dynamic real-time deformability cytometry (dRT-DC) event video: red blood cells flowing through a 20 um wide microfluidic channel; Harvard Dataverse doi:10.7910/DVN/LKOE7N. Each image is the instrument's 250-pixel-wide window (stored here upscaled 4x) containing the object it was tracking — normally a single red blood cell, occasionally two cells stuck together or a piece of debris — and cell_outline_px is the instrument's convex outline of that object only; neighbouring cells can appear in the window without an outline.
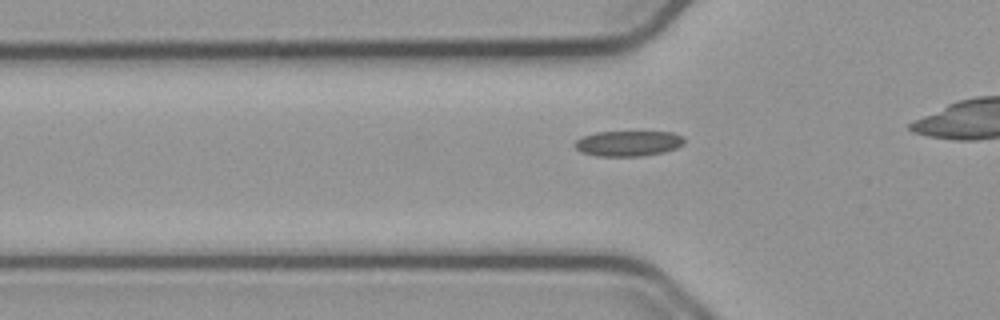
{"species": "common noctule bat (a hibernating species)", "species_latin": "Nyctalus noctula", "temperature_condition": "cold", "stored_images_in_passage": 36, "camera_frame_rate_fps": 3000, "um_per_image_px": 0.085, "animal": {"sex": "male", "body_mass_g": 23.1, "forearm_length_mm": 52.7}, "frame": {"image": 1, "passage_image": 10, "time_ms": 3.0, "image_size_px": [1000, 320], "cell_outline_px": [[684, 144], [676, 148], [664, 152], [640, 156], [596, 156], [580, 152], [572, 144], [576, 140], [584, 136], [596, 132], [672, 132], [684, 136]], "centroid_in_image_um": [53.39, 12.19], "position_along_channel_um": 72.4, "area_um2": 16.3}}
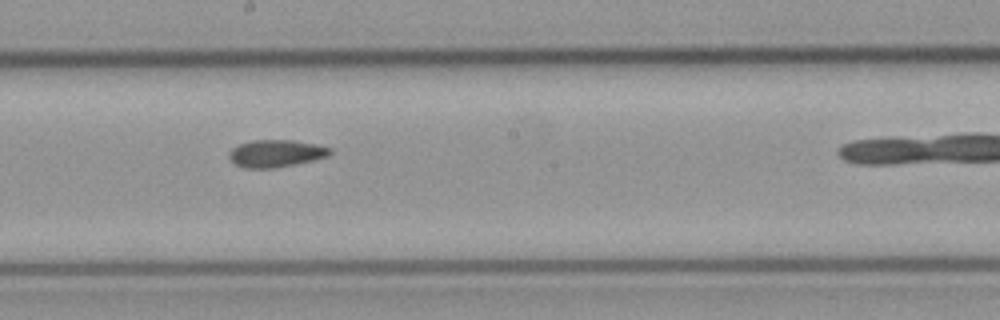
{"frame": {"image": 2, "passage_image": 22, "time_ms": 7.0, "image_size_px": [1000, 320], "cell_outline_px": [[332, 152], [328, 156], [296, 164], [272, 168], [244, 168], [236, 164], [228, 156], [228, 152], [232, 148], [240, 144], [252, 140], [292, 140], [316, 144], [332, 148]], "centroid_in_image_um": [23.46, 13.03], "position_along_channel_um": 224.7, "area_um2": 16.01}}
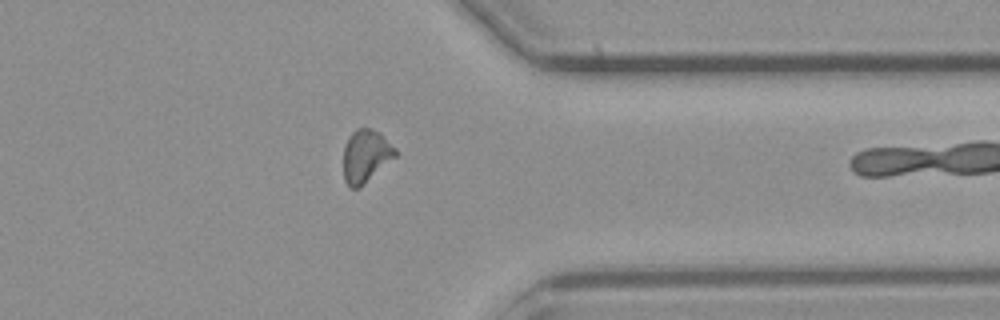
{"frame": {"image": 3, "passage_image": 35, "time_ms": 11.333, "image_size_px": [1000, 320], "cell_outline_px": [[396, 156], [360, 188], [352, 188], [344, 180], [344, 144], [352, 132], [356, 128], [368, 128], [380, 132], [396, 148]], "centroid_in_image_um": [31.09, 13.25], "position_along_channel_um": 380.3, "area_um2": 15.95}}